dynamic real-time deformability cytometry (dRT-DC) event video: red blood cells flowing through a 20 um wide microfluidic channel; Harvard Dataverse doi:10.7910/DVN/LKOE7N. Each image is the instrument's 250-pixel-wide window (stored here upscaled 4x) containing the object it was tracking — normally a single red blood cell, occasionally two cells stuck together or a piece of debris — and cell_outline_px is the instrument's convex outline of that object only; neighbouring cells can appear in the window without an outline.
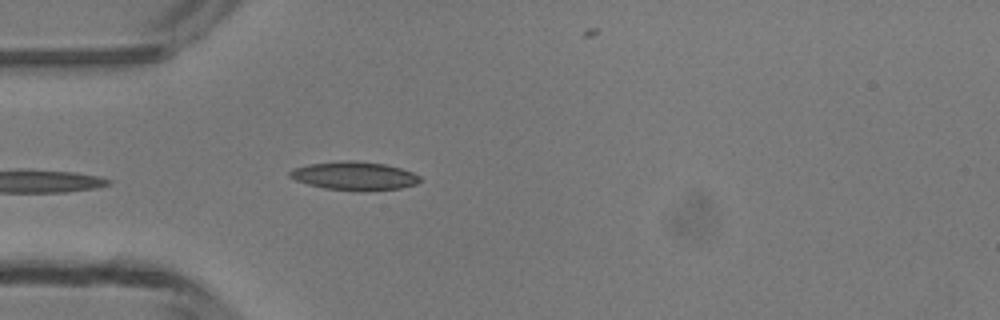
{"species": "common noctule bat (a hibernating species)", "species_latin": "Nyctalus noctula", "temperature_condition": "room temperature", "stored_images_in_passage": 6, "camera_frame_rate_fps": 3000, "um_per_image_px": 0.085, "animal": {"sex": "male", "body_mass_g": 13.3}, "frame": {"image": 1, "passage_image": 6, "time_ms": 6.0, "image_size_px": [1000, 320], "cell_outline_px": [[420, 180], [416, 184], [400, 188], [364, 192], [324, 188], [308, 184], [296, 180], [288, 176], [288, 172], [296, 168], [308, 164], [344, 160], [356, 160], [384, 164], [400, 168], [412, 172], [420, 176]], "centroid_in_image_um": [30.12, 14.95], "position_along_channel_um": 54.9, "area_um2": 21.68}}